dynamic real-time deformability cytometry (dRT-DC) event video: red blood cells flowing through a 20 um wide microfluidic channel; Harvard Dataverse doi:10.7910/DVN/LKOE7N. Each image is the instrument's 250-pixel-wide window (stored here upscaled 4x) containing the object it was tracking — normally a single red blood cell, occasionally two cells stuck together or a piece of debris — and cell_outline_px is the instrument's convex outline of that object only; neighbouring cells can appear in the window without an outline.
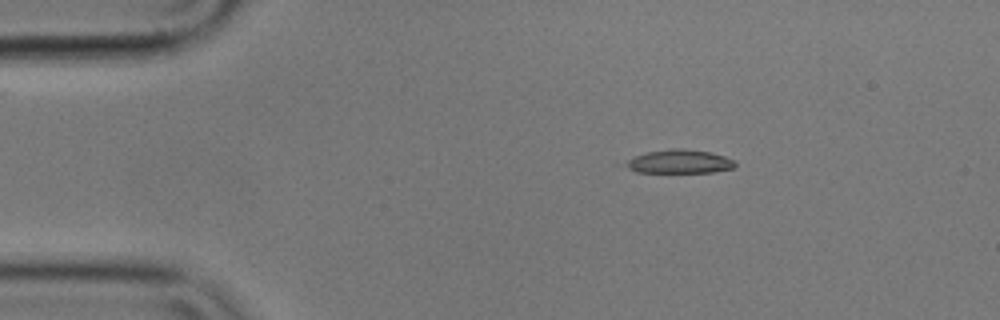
{"species": "common noctule bat (a hibernating species)", "species_latin": "Nyctalus noctula", "temperature_condition": "cold", "stored_images_in_passage": 4, "camera_frame_rate_fps": 3000, "um_per_image_px": 0.085, "animal": {"sex": "male", "body_mass_g": 17.9}, "frame": {"image": 1, "passage_image": 2, "time_ms": 0.333, "image_size_px": [1000, 320], "cell_outline_px": [[736, 164], [732, 168], [712, 172], [636, 172], [616, 164], [632, 156], [648, 152], [676, 148], [684, 148], [712, 152], [736, 160]], "centroid_in_image_um": [57.64, 13.73], "position_along_channel_um": 27.4, "area_um2": 15.49}}
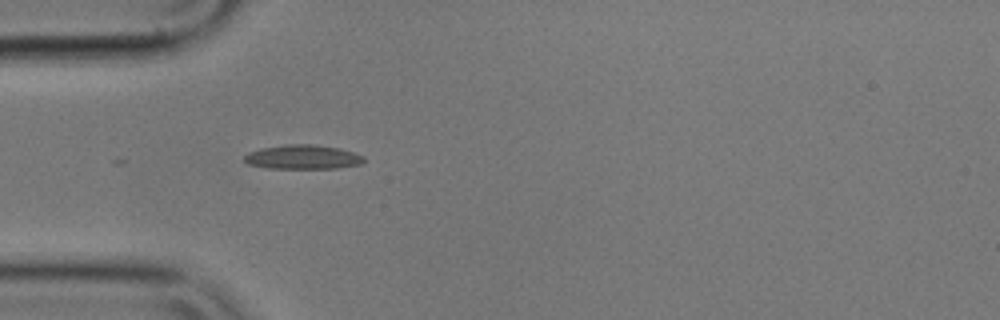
{"frame": {"image": 2, "passage_image": 4, "time_ms": 1.0, "image_size_px": [1000, 320], "cell_outline_px": [[364, 160], [360, 164], [336, 168], [268, 168], [248, 164], [244, 160], [244, 156], [248, 152], [260, 148], [288, 144], [316, 144], [340, 148], [364, 156]], "centroid_in_image_um": [25.72, 13.34], "position_along_channel_um": 59.3, "area_um2": 16.88}}